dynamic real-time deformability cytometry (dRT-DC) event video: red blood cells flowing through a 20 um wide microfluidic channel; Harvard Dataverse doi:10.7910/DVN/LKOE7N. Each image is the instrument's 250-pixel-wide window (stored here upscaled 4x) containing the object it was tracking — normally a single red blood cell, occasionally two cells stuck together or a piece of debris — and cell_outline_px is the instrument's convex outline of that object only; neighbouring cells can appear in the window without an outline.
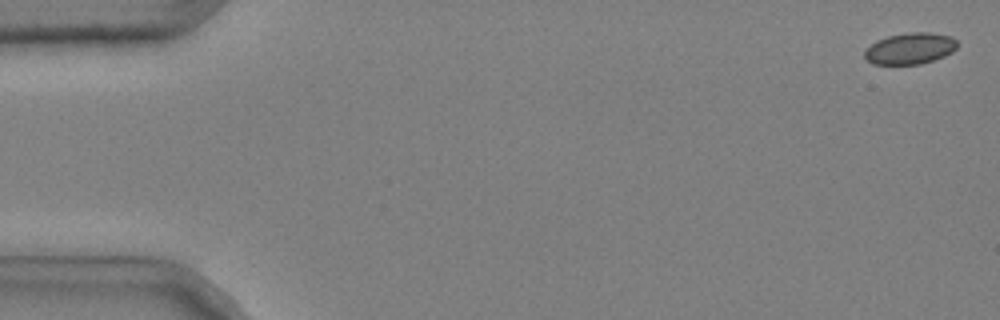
{"species": "common noctule bat (a hibernating species)", "species_latin": "Nyctalus noctula", "temperature_condition": "cold", "stored_images_in_passage": 49, "camera_frame_rate_fps": 3000, "um_per_image_px": 0.085, "animal": {"sex": "male", "body_mass_g": 20.4}, "frame": {"image": 1, "passage_image": 2, "time_ms": 0.333, "image_size_px": [1000, 320], "cell_outline_px": [[956, 48], [952, 52], [944, 56], [920, 64], [872, 64], [864, 56], [864, 52], [876, 40], [888, 36], [908, 32], [928, 32], [952, 36], [956, 40]], "centroid_in_image_um": [77.36, 4.11], "position_along_channel_um": 7.6, "area_um2": 16.82}}
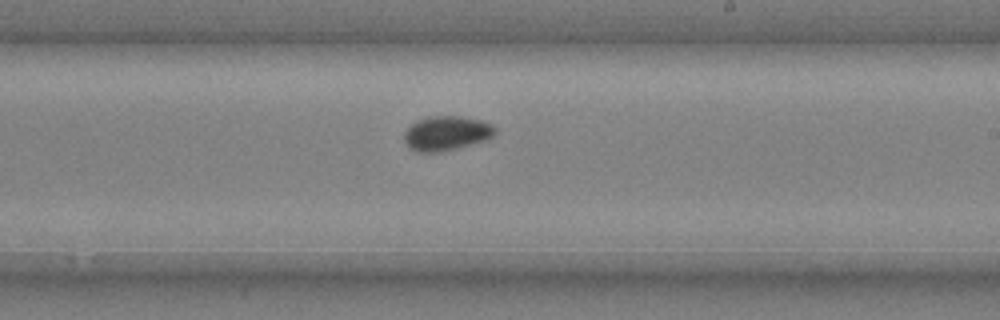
{"frame": {"image": 2, "passage_image": 33, "time_ms": 10.667, "image_size_px": [1000, 320], "cell_outline_px": [[496, 132], [488, 140], [440, 152], [416, 152], [408, 148], [404, 140], [404, 132], [416, 120], [428, 116], [460, 116], [480, 120], [492, 124], [496, 128]], "centroid_in_image_um": [37.94, 11.33], "position_along_channel_um": 251.1, "area_um2": 18.44}}
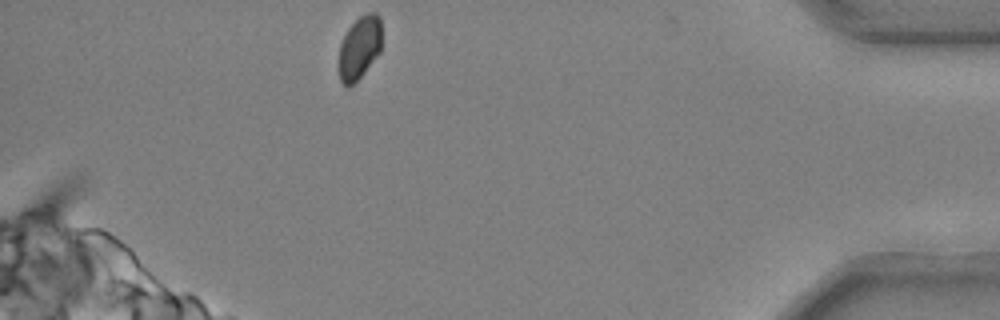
{"frame": {"image": 3, "passage_image": 49, "time_ms": 16.0, "image_size_px": [1000, 320], "cell_outline_px": [[380, 52], [360, 76], [348, 88], [340, 80], [340, 44], [348, 28], [360, 16], [368, 12], [376, 12], [380, 16]], "centroid_in_image_um": [30.56, 4.01], "position_along_channel_um": 404.6, "area_um2": 15.32}, "authors_computed_cell_mechanics": {"area_um2": 17.3978, "velocity_mm_per_s": 3.678, "shape_relaxation_time_tau1_ms": null, "shape_relaxation_time_tau2_ms": 4.6896, "deformation_change_tau1": null, "deformation_change_tau2": 0.0468}}